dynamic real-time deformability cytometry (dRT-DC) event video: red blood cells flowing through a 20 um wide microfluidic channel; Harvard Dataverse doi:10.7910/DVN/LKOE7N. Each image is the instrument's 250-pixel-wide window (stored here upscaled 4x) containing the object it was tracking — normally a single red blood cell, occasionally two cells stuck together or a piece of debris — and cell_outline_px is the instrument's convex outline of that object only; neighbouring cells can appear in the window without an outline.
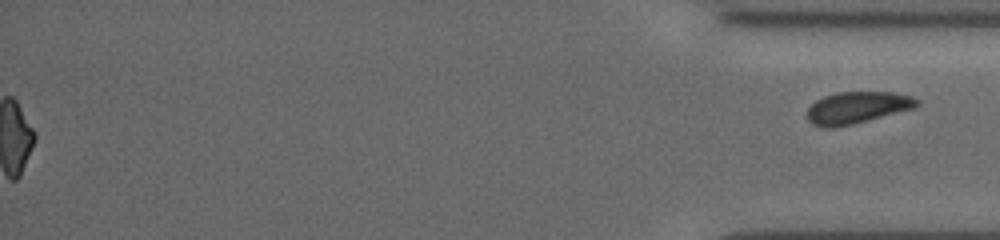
{"species": "common noctule bat (a hibernating species)", "species_latin": "Nyctalus noctula", "temperature_condition": "cold", "stored_images_in_passage": 55, "segment_of_instrument_passage": [2, 2], "camera_frame_rate_fps": 3000, "um_per_image_px": 0.085, "animal": {"sex": "female", "body_mass_g": 19.5, "forearm_length_mm": 54.1}, "frame": {"image": 1, "passage_image": 55, "time_ms": 18.0, "image_size_px": [1000, 240], "cell_outline_px": [[920, 104], [916, 108], [836, 128], [824, 128], [812, 124], [808, 120], [808, 108], [816, 100], [824, 96], [836, 92], [892, 92], [912, 96], [920, 100]], "centroid_in_image_um": [72.88, 9.15], "position_along_channel_um": 362.3, "area_um2": 20.52}}